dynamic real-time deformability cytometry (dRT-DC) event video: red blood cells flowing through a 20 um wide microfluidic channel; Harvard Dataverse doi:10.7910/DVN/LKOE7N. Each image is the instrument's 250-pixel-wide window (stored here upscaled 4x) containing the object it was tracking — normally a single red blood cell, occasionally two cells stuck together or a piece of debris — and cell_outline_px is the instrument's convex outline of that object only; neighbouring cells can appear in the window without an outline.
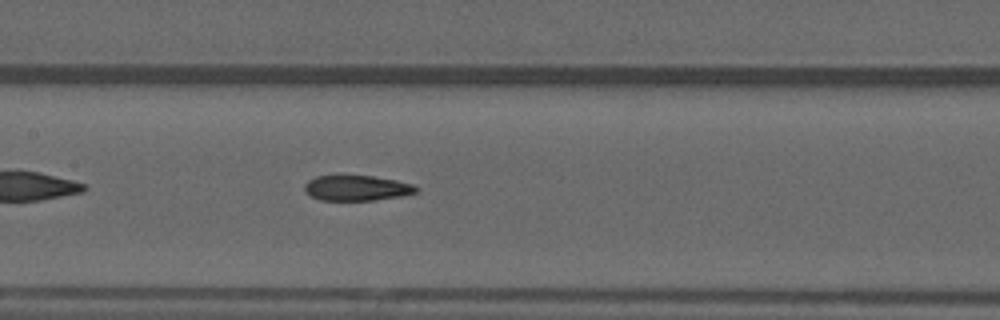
{"species": "common noctule bat (a hibernating species)", "species_latin": "Nyctalus noctula", "temperature_condition": "warm", "stored_images_in_passage": 39, "camera_frame_rate_fps": 3000, "um_per_image_px": 0.085, "animal": {"sex": "male", "forearm_length_mm": 52.5}, "frame": {"image": 1, "passage_image": 12, "time_ms": 3.667, "image_size_px": [1000, 320], "cell_outline_px": [[420, 188], [416, 192], [400, 196], [372, 200], [320, 200], [312, 196], [304, 188], [304, 184], [308, 180], [316, 176], [372, 176], [396, 180], [412, 184]], "centroid_in_image_um": [30.33, 15.98], "position_along_channel_um": 177.1, "area_um2": 16.24}, "authors_computed_cell_mechanics": {"area_um2": 17.2244, "velocity_mm_per_s": 3.9955, "shape_relaxation_time_tau1_ms": null, "shape_relaxation_time_tau2_ms": 2.3351, "deformation_change_tau1": null, "deformation_change_tau2": 0.0944}}